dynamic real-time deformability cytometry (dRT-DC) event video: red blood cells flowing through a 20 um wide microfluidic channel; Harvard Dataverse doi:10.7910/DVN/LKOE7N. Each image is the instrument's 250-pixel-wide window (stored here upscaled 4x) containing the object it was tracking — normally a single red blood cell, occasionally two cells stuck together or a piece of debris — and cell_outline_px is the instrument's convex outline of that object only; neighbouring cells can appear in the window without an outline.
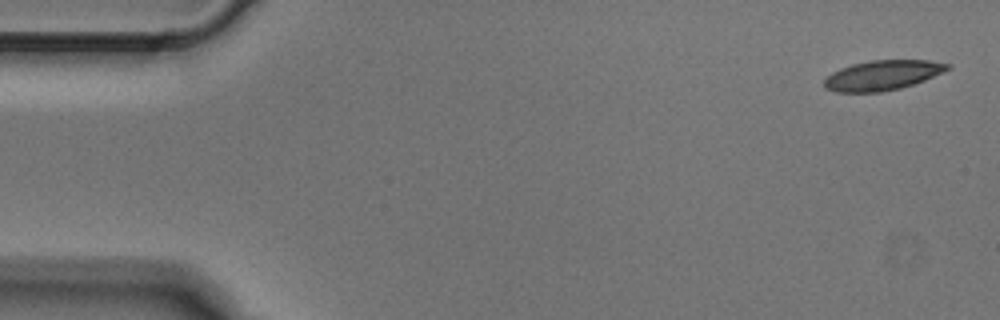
{"species": "Egyptian fruit bat (a non-hibernating species)", "species_latin": "Rousettus aegyptiacus", "temperature_condition": "cold", "stored_images_in_passage": 5, "camera_frame_rate_fps": 3000, "um_per_image_px": 0.085, "animal": {"sex": "male"}, "frame": {"image": 1, "passage_image": 1, "time_ms": 0.0, "image_size_px": [1000, 320], "cell_outline_px": [[952, 68], [924, 80], [900, 88], [880, 92], [836, 92], [824, 88], [824, 80], [832, 72], [840, 68], [852, 64], [872, 60], [928, 60], [952, 64]], "centroid_in_image_um": [75.01, 6.39], "position_along_channel_um": 10.0, "area_um2": 21.44}}
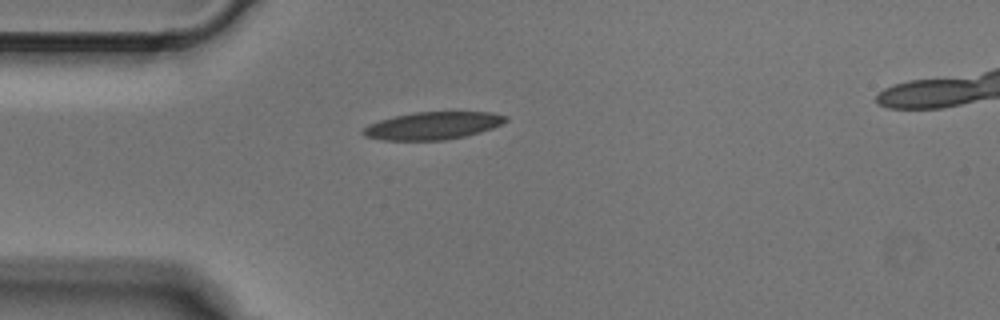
{"frame": {"image": 2, "passage_image": 4, "time_ms": 1.0, "image_size_px": [1000, 320], "cell_outline_px": [[508, 120], [492, 128], [480, 132], [464, 136], [444, 140], [384, 140], [364, 136], [360, 132], [368, 124], [380, 120], [396, 116], [416, 112], [492, 112], [508, 116]], "centroid_in_image_um": [36.78, 10.68], "position_along_channel_um": 48.2, "area_um2": 22.77}}